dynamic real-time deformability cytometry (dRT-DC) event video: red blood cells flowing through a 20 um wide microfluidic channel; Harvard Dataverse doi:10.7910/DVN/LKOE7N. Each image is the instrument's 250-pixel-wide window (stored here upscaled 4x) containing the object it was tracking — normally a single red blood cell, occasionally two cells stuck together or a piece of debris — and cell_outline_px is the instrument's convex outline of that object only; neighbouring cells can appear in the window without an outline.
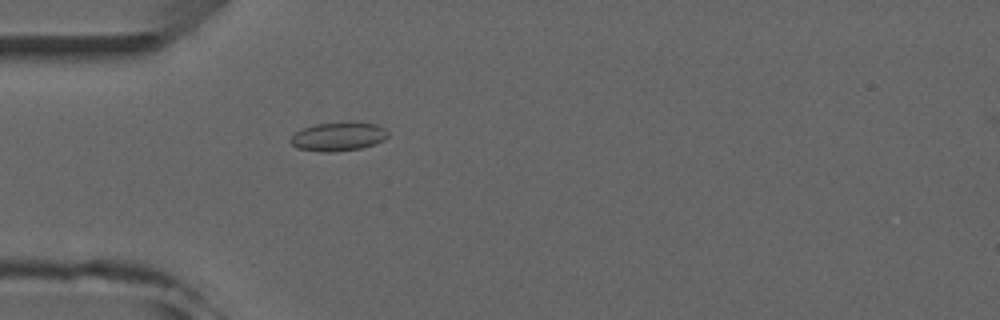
{"species": "common noctule bat (a hibernating species)", "species_latin": "Nyctalus noctula", "temperature_condition": "room temperature", "stored_images_in_passage": 5, "camera_frame_rate_fps": 3000, "um_per_image_px": 0.085, "animal": {"sex": "male", "forearm_length_mm": 52.5}, "frame": {"image": 1, "passage_image": 5, "time_ms": 4.667, "image_size_px": [1000, 320], "cell_outline_px": [[388, 136], [384, 140], [376, 144], [360, 148], [332, 152], [320, 152], [296, 148], [288, 140], [296, 132], [304, 128], [316, 124], [344, 120], [348, 120], [376, 124], [384, 128], [388, 132]], "centroid_in_image_um": [28.77, 11.58], "position_along_channel_um": 56.2, "area_um2": 16.76}}